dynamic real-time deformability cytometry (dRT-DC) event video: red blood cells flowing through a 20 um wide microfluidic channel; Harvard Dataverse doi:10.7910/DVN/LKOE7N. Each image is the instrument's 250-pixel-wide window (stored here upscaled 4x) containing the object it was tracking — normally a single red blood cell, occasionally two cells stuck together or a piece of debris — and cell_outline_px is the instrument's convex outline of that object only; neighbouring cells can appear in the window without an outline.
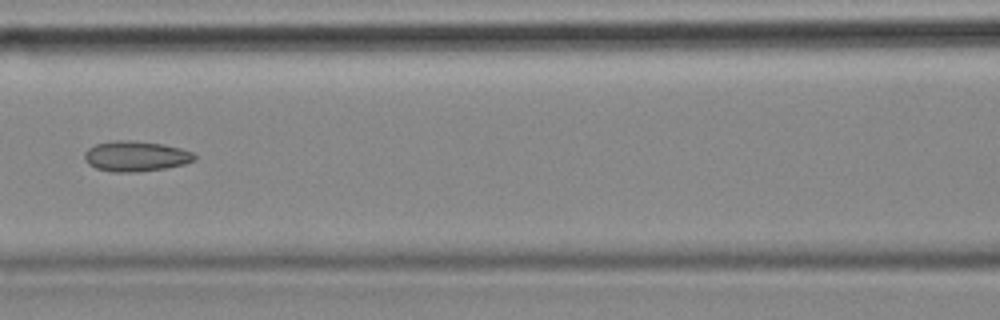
{"species": "common noctule bat (a hibernating species)", "species_latin": "Nyctalus noctula", "temperature_condition": "cold", "stored_images_in_passage": 7, "camera_frame_rate_fps": 3000, "um_per_image_px": 0.085, "animal": {"sex": "female", "body_mass_g": 18.4}, "frame": {"image": 1, "passage_image": 7, "time_ms": 2.0, "image_size_px": [1000, 320], "cell_outline_px": [[196, 160], [184, 164], [164, 168], [136, 172], [112, 172], [96, 168], [88, 164], [84, 160], [84, 152], [88, 148], [96, 144], [116, 140], [132, 140], [164, 144], [180, 148], [192, 152], [196, 156]], "centroid_in_image_um": [11.52, 13.27], "position_along_channel_um": 155.1, "area_um2": 19.54}}